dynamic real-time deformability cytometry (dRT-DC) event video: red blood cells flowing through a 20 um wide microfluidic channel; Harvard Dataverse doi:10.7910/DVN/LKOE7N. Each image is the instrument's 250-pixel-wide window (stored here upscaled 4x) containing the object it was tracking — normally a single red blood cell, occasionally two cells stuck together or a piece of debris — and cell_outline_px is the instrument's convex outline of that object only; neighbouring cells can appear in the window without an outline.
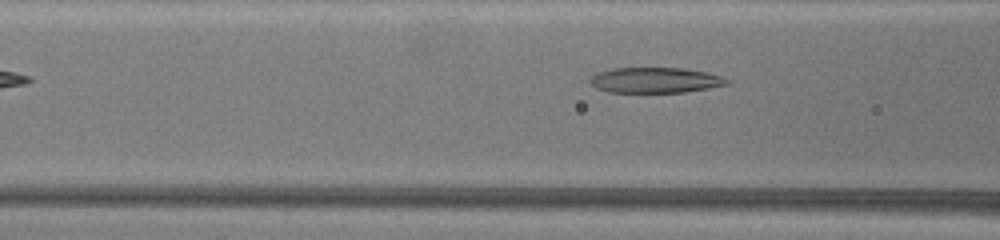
{"species": "common noctule bat (a hibernating species)", "species_latin": "Nyctalus noctula", "temperature_condition": "warm", "stored_images_in_passage": 8, "camera_frame_rate_fps": 3000, "um_per_image_px": 0.085, "animal": {"sex": "female", "body_mass_g": 19.5, "forearm_length_mm": 54.1}, "frame": {"image": 1, "passage_image": 6, "time_ms": 1.667, "image_size_px": [1000, 240], "cell_outline_px": [[732, 80], [728, 84], [708, 88], [684, 92], [608, 92], [596, 88], [588, 80], [596, 72], [612, 68], [684, 68], [708, 72]], "centroid_in_image_um": [55.69, 6.81], "position_along_channel_um": 110.9, "area_um2": 20.4}}